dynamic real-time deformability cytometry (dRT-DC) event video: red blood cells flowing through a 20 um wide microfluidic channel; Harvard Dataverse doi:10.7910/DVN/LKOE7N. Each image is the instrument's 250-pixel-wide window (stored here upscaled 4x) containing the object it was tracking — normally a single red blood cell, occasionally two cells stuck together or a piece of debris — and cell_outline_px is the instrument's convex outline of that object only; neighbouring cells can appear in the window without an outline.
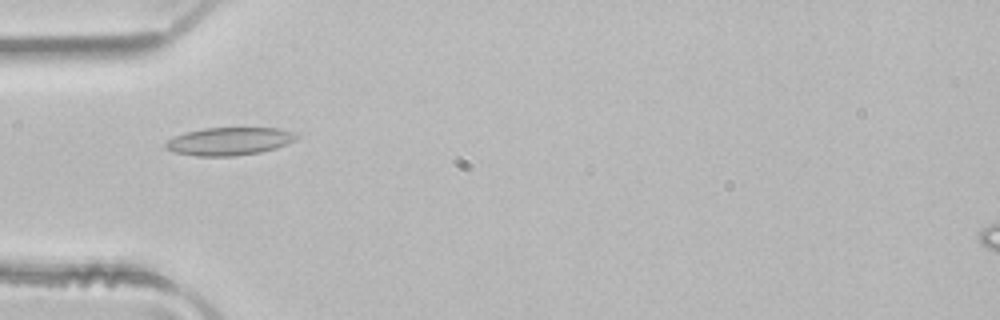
{"species": "common noctule bat (a hibernating species)", "species_latin": "Nyctalus noctula", "temperature_condition": "room temperature", "stored_images_in_passage": 4, "camera_frame_rate_fps": 3000, "um_per_image_px": 0.085, "animal": {"sex": "male", "body_mass_g": 21.5, "forearm_length_mm": 52.0}, "frame": {"image": 1, "passage_image": 1, "time_ms": 0.0, "image_size_px": [1000, 320], "cell_outline_px": [[300, 136], [296, 140], [288, 144], [276, 148], [260, 152], [232, 156], [196, 156], [176, 152], [164, 148], [164, 144], [168, 140], [184, 132], [204, 128], [276, 128], [296, 132]], "centroid_in_image_um": [19.52, 12.0], "position_along_channel_um": 65.5, "area_um2": 21.33}}
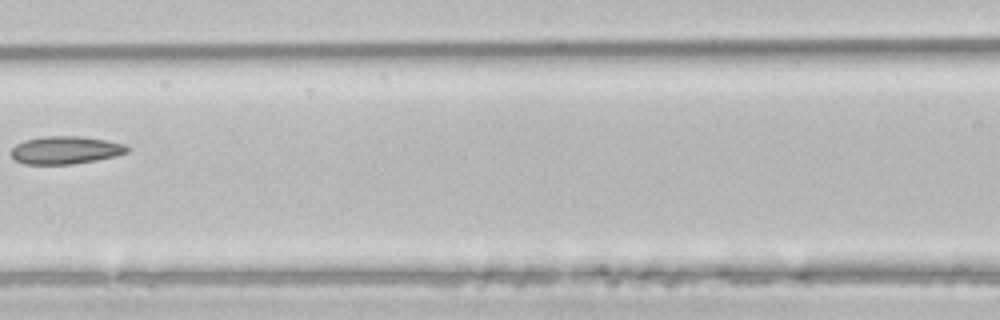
{"frame": {"image": 2, "passage_image": 3, "time_ms": 0.667, "image_size_px": [1000, 320], "cell_outline_px": [[132, 148], [128, 152], [116, 156], [96, 160], [72, 164], [24, 164], [16, 160], [12, 156], [12, 148], [16, 144], [24, 140], [44, 136], [80, 136], [108, 140], [124, 144]], "centroid_in_image_um": [5.61, 12.75], "position_along_channel_um": 161.0, "area_um2": 18.9}}
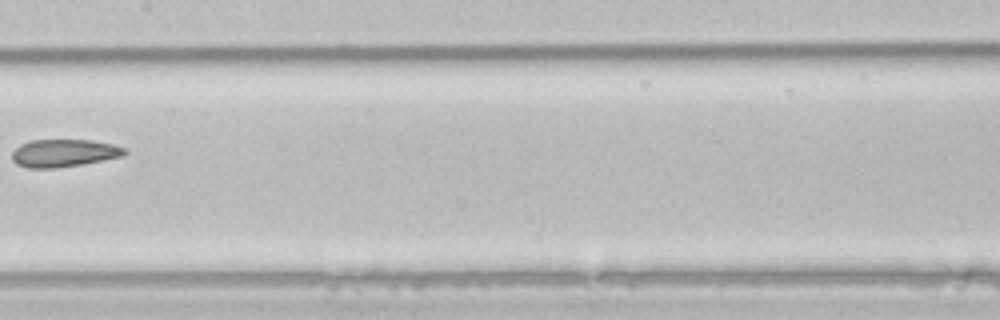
{"frame": {"image": 3, "passage_image": 4, "time_ms": 1.0, "image_size_px": [1000, 320], "cell_outline_px": [[128, 152], [124, 156], [104, 160], [56, 168], [28, 168], [16, 164], [12, 160], [12, 152], [20, 144], [32, 140], [88, 140], [112, 144], [124, 148]], "centroid_in_image_um": [5.42, 13.01], "position_along_channel_um": 202.0, "area_um2": 18.09}}